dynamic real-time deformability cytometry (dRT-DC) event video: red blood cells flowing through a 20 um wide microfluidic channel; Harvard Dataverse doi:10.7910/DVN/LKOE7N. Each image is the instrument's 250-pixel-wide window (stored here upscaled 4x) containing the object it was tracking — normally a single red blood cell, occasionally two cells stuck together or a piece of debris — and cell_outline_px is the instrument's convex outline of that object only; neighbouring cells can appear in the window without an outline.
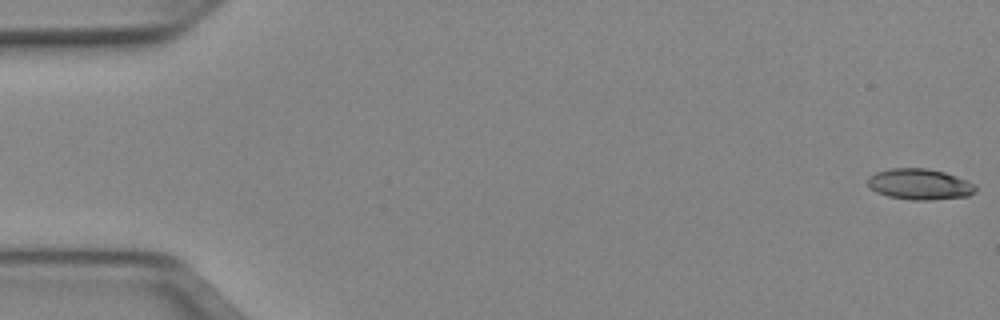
{"species": "Egyptian fruit bat (a non-hibernating species)", "species_latin": "Rousettus aegyptiacus", "temperature_condition": "cold", "stored_images_in_passage": 51, "camera_frame_rate_fps": 3000, "um_per_image_px": 0.085, "animal": {"sex": "female"}, "frame": {"image": 1, "passage_image": 1, "time_ms": 0.0, "image_size_px": [1000, 320], "cell_outline_px": [[976, 192], [968, 196], [928, 200], [912, 200], [888, 196], [876, 192], [868, 184], [868, 176], [876, 172], [892, 168], [928, 168], [944, 172], [968, 180], [976, 188]], "centroid_in_image_um": [78.17, 15.65], "position_along_channel_um": 6.8, "area_um2": 19.36}}
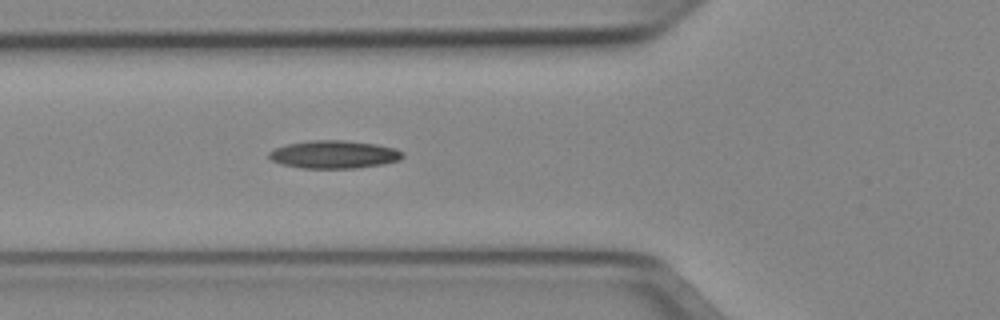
{"frame": {"image": 2, "passage_image": 19, "time_ms": 6.0, "image_size_px": [1000, 320], "cell_outline_px": [[404, 156], [400, 160], [380, 164], [356, 168], [300, 168], [280, 164], [272, 160], [268, 156], [268, 152], [272, 148], [284, 144], [308, 140], [344, 140], [376, 144], [396, 148], [404, 152]], "centroid_in_image_um": [28.35, 13.12], "position_along_channel_um": 97.5, "area_um2": 22.02}}
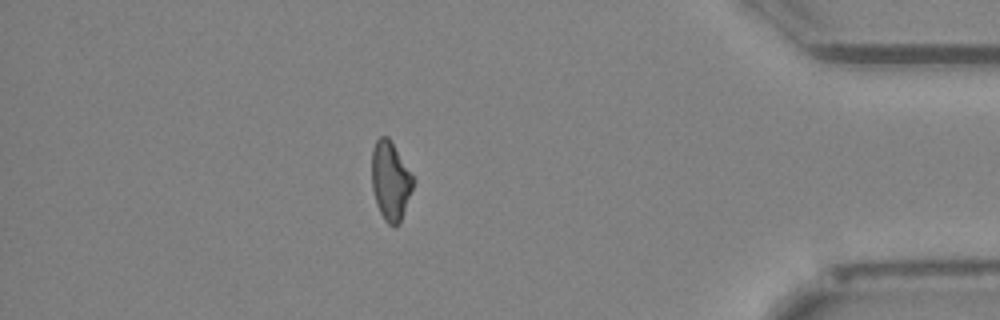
{"frame": {"image": 3, "passage_image": 45, "time_ms": 14.667, "image_size_px": [1000, 320], "cell_outline_px": [[412, 188], [400, 224], [396, 228], [392, 228], [384, 220], [380, 212], [372, 188], [372, 148], [376, 140], [380, 136], [388, 136], [412, 176]], "centroid_in_image_um": [33.16, 15.41], "position_along_channel_um": 402.0, "area_um2": 18.67}, "authors_computed_cell_mechanics": {"area_um2": 19.8832, "velocity_mm_per_s": 3.9745, "shape_relaxation_time_tau1_ms": null, "shape_relaxation_time_tau2_ms": 5.6072, "deformation_change_tau1": null, "deformation_change_tau2": 0.1509}}